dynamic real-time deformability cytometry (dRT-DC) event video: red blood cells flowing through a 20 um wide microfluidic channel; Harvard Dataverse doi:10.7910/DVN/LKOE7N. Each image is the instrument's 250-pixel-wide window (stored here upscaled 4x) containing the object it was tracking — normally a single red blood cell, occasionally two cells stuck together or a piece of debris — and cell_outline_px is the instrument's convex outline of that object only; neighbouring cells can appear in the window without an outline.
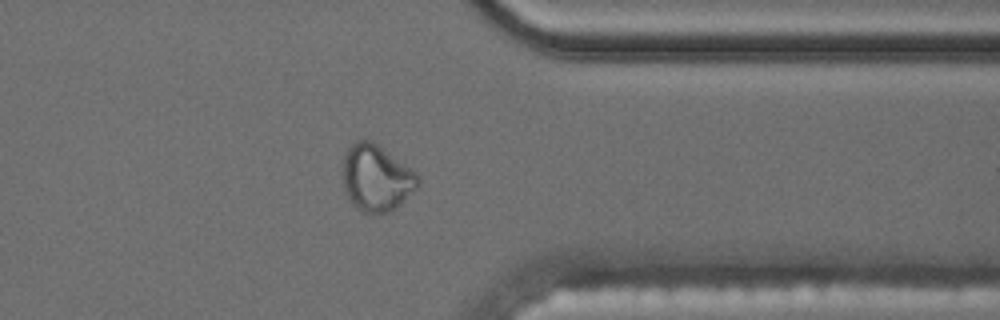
{"species": "common noctule bat (a hibernating species)", "species_latin": "Nyctalus noctula", "temperature_condition": "cold", "stored_images_in_passage": 52, "camera_frame_rate_fps": 3000, "um_per_image_px": 0.085, "animal": {"sex": "male", "body_mass_g": 17.5, "forearm_length_mm": 52.3}, "frame": {"image": 1, "passage_image": 45, "time_ms": 14.667, "image_size_px": [1000, 320], "cell_outline_px": [[420, 184], [400, 204], [388, 212], [364, 212], [352, 204], [344, 192], [344, 152], [356, 140], [372, 140], [416, 172], [420, 176]], "centroid_in_image_um": [31.99, 15.11], "position_along_channel_um": 379.4, "area_um2": 28.84}}